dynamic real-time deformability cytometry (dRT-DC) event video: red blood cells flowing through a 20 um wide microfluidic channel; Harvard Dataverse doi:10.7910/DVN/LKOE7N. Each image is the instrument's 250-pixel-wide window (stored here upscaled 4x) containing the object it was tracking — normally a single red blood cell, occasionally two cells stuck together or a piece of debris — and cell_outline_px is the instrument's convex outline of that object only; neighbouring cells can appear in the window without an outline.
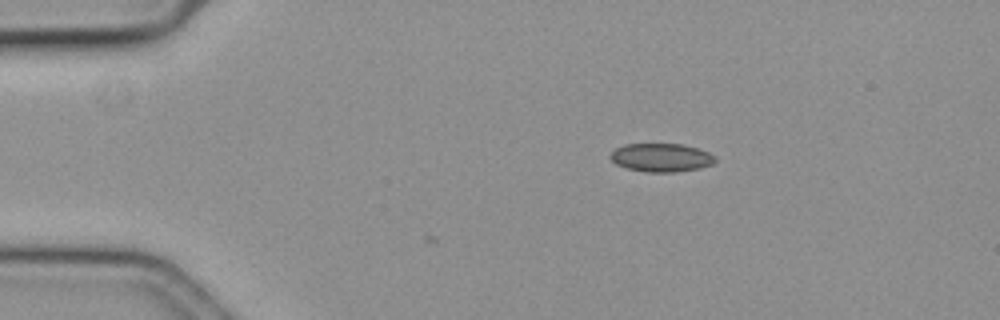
{"species": "common noctule bat (a hibernating species)", "species_latin": "Nyctalus noctula", "temperature_condition": "cold", "stored_images_in_passage": 2, "camera_frame_rate_fps": 3000, "um_per_image_px": 0.085, "animal": {"sex": "female", "body_mass_g": 19.3, "forearm_length_mm": 54.1}, "frame": {"image": 1, "passage_image": 2, "time_ms": 0.333, "image_size_px": [1000, 320], "cell_outline_px": [[716, 160], [712, 164], [700, 168], [676, 172], [648, 172], [628, 168], [616, 164], [612, 160], [612, 152], [616, 148], [624, 144], [684, 144], [708, 152], [716, 156]], "centroid_in_image_um": [56.24, 13.39], "position_along_channel_um": 28.8, "area_um2": 17.22}}